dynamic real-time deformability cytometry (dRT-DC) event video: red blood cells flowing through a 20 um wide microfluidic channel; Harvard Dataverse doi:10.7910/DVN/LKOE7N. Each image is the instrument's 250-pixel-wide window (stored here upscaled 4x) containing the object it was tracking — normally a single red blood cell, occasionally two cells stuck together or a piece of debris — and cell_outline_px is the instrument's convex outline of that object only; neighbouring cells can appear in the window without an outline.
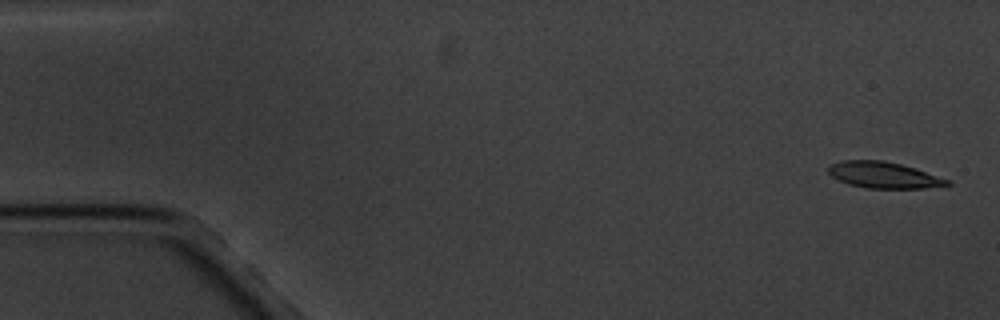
{"species": "common noctule bat (a hibernating species)", "species_latin": "Nyctalus noctula", "temperature_condition": "cold", "stored_images_in_passage": 5, "camera_frame_rate_fps": 3000, "um_per_image_px": 0.085, "animal": {"sex": "male", "body_mass_g": 20.1, "forearm_length_mm": 53.5}, "frame": {"image": 1, "passage_image": 1, "time_ms": 0.0, "image_size_px": [1000, 320], "cell_outline_px": [[952, 184], [924, 188], [864, 188], [848, 184], [832, 176], [828, 172], [828, 164], [840, 160], [884, 160], [900, 164], [952, 180]], "centroid_in_image_um": [75.09, 14.87], "position_along_channel_um": 9.9, "area_um2": 18.21}}
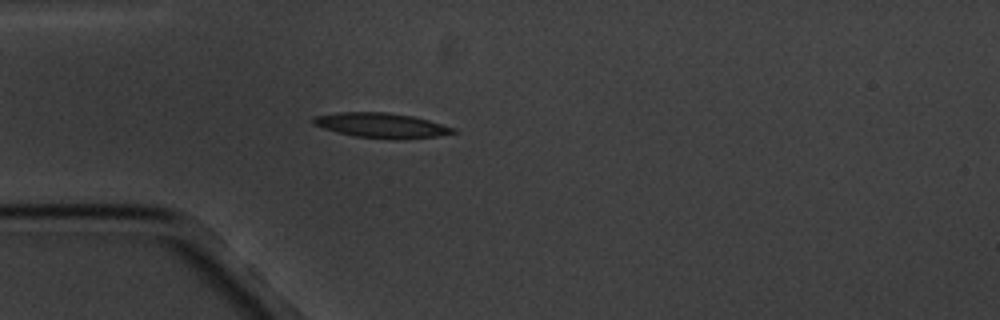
{"frame": {"image": 2, "passage_image": 5, "time_ms": 4.667, "image_size_px": [1000, 320], "cell_outline_px": [[456, 132], [440, 136], [400, 140], [396, 140], [356, 136], [336, 132], [312, 124], [312, 116], [336, 112], [384, 112], [412, 116], [428, 120], [456, 128]], "centroid_in_image_um": [32.41, 10.66], "position_along_channel_um": 52.6, "area_um2": 20.46}}